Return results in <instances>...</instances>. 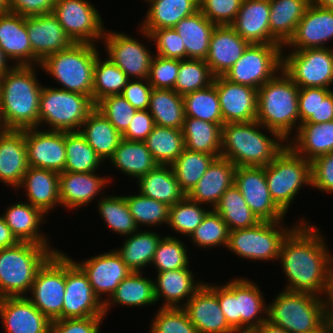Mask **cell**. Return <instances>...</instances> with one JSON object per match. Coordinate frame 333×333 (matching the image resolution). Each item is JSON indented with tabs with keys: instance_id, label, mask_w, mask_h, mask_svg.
Instances as JSON below:
<instances>
[{
	"instance_id": "1",
	"label": "cell",
	"mask_w": 333,
	"mask_h": 333,
	"mask_svg": "<svg viewBox=\"0 0 333 333\" xmlns=\"http://www.w3.org/2000/svg\"><path fill=\"white\" fill-rule=\"evenodd\" d=\"M304 219L300 218L281 244L278 261L288 278L283 290L309 292L325 298L333 254L319 228Z\"/></svg>"
},
{
	"instance_id": "2",
	"label": "cell",
	"mask_w": 333,
	"mask_h": 333,
	"mask_svg": "<svg viewBox=\"0 0 333 333\" xmlns=\"http://www.w3.org/2000/svg\"><path fill=\"white\" fill-rule=\"evenodd\" d=\"M40 65H15L0 76V110L7 129L39 126L42 84L36 76Z\"/></svg>"
},
{
	"instance_id": "3",
	"label": "cell",
	"mask_w": 333,
	"mask_h": 333,
	"mask_svg": "<svg viewBox=\"0 0 333 333\" xmlns=\"http://www.w3.org/2000/svg\"><path fill=\"white\" fill-rule=\"evenodd\" d=\"M265 129V132L261 130ZM260 129V130H259ZM288 145L278 133L258 121L226 123L222 126L221 157L236 167H264Z\"/></svg>"
},
{
	"instance_id": "4",
	"label": "cell",
	"mask_w": 333,
	"mask_h": 333,
	"mask_svg": "<svg viewBox=\"0 0 333 333\" xmlns=\"http://www.w3.org/2000/svg\"><path fill=\"white\" fill-rule=\"evenodd\" d=\"M299 89L282 69L258 89L256 121L278 133L286 142L300 126Z\"/></svg>"
},
{
	"instance_id": "5",
	"label": "cell",
	"mask_w": 333,
	"mask_h": 333,
	"mask_svg": "<svg viewBox=\"0 0 333 333\" xmlns=\"http://www.w3.org/2000/svg\"><path fill=\"white\" fill-rule=\"evenodd\" d=\"M282 291L268 303L267 321L271 324L288 333H318L328 325L323 297L309 292Z\"/></svg>"
},
{
	"instance_id": "6",
	"label": "cell",
	"mask_w": 333,
	"mask_h": 333,
	"mask_svg": "<svg viewBox=\"0 0 333 333\" xmlns=\"http://www.w3.org/2000/svg\"><path fill=\"white\" fill-rule=\"evenodd\" d=\"M57 251L31 242L0 249V298L28 296L37 270Z\"/></svg>"
},
{
	"instance_id": "7",
	"label": "cell",
	"mask_w": 333,
	"mask_h": 333,
	"mask_svg": "<svg viewBox=\"0 0 333 333\" xmlns=\"http://www.w3.org/2000/svg\"><path fill=\"white\" fill-rule=\"evenodd\" d=\"M98 47L88 43H73L69 48L47 56L40 68L62 90L87 95L92 99L93 75Z\"/></svg>"
},
{
	"instance_id": "8",
	"label": "cell",
	"mask_w": 333,
	"mask_h": 333,
	"mask_svg": "<svg viewBox=\"0 0 333 333\" xmlns=\"http://www.w3.org/2000/svg\"><path fill=\"white\" fill-rule=\"evenodd\" d=\"M217 298L227 323L233 329L258 328L267 320L268 305L263 293L247 277L234 278L223 286L217 284Z\"/></svg>"
},
{
	"instance_id": "9",
	"label": "cell",
	"mask_w": 333,
	"mask_h": 333,
	"mask_svg": "<svg viewBox=\"0 0 333 333\" xmlns=\"http://www.w3.org/2000/svg\"><path fill=\"white\" fill-rule=\"evenodd\" d=\"M94 108L95 104L87 95L43 86L39 102V128L48 125V130L79 131Z\"/></svg>"
},
{
	"instance_id": "10",
	"label": "cell",
	"mask_w": 333,
	"mask_h": 333,
	"mask_svg": "<svg viewBox=\"0 0 333 333\" xmlns=\"http://www.w3.org/2000/svg\"><path fill=\"white\" fill-rule=\"evenodd\" d=\"M265 177L271 197L287 214L303 186H312L311 161L296 154L288 145L268 165Z\"/></svg>"
},
{
	"instance_id": "11",
	"label": "cell",
	"mask_w": 333,
	"mask_h": 333,
	"mask_svg": "<svg viewBox=\"0 0 333 333\" xmlns=\"http://www.w3.org/2000/svg\"><path fill=\"white\" fill-rule=\"evenodd\" d=\"M296 223L292 227L290 225L286 227L283 220L260 221L252 227L229 231L225 249L247 260L277 261L281 244L299 224Z\"/></svg>"
},
{
	"instance_id": "12",
	"label": "cell",
	"mask_w": 333,
	"mask_h": 333,
	"mask_svg": "<svg viewBox=\"0 0 333 333\" xmlns=\"http://www.w3.org/2000/svg\"><path fill=\"white\" fill-rule=\"evenodd\" d=\"M283 50L279 44H250L224 77L258 90L281 71Z\"/></svg>"
},
{
	"instance_id": "13",
	"label": "cell",
	"mask_w": 333,
	"mask_h": 333,
	"mask_svg": "<svg viewBox=\"0 0 333 333\" xmlns=\"http://www.w3.org/2000/svg\"><path fill=\"white\" fill-rule=\"evenodd\" d=\"M29 293L27 298L50 321L62 319L65 253L57 251L45 261L37 270Z\"/></svg>"
},
{
	"instance_id": "14",
	"label": "cell",
	"mask_w": 333,
	"mask_h": 333,
	"mask_svg": "<svg viewBox=\"0 0 333 333\" xmlns=\"http://www.w3.org/2000/svg\"><path fill=\"white\" fill-rule=\"evenodd\" d=\"M289 52L282 55V70L299 88L331 89L330 86L333 85V47L289 49Z\"/></svg>"
},
{
	"instance_id": "15",
	"label": "cell",
	"mask_w": 333,
	"mask_h": 333,
	"mask_svg": "<svg viewBox=\"0 0 333 333\" xmlns=\"http://www.w3.org/2000/svg\"><path fill=\"white\" fill-rule=\"evenodd\" d=\"M52 13L73 43L97 45L104 37L101 13L89 0H56Z\"/></svg>"
},
{
	"instance_id": "16",
	"label": "cell",
	"mask_w": 333,
	"mask_h": 333,
	"mask_svg": "<svg viewBox=\"0 0 333 333\" xmlns=\"http://www.w3.org/2000/svg\"><path fill=\"white\" fill-rule=\"evenodd\" d=\"M85 317H105L104 304L95 296L87 275L65 254L62 319Z\"/></svg>"
},
{
	"instance_id": "17",
	"label": "cell",
	"mask_w": 333,
	"mask_h": 333,
	"mask_svg": "<svg viewBox=\"0 0 333 333\" xmlns=\"http://www.w3.org/2000/svg\"><path fill=\"white\" fill-rule=\"evenodd\" d=\"M108 58L130 79H147L154 55L145 44L125 32L105 30L102 38Z\"/></svg>"
},
{
	"instance_id": "18",
	"label": "cell",
	"mask_w": 333,
	"mask_h": 333,
	"mask_svg": "<svg viewBox=\"0 0 333 333\" xmlns=\"http://www.w3.org/2000/svg\"><path fill=\"white\" fill-rule=\"evenodd\" d=\"M234 185L260 221H280L286 213L274 202L268 189L264 167H237Z\"/></svg>"
},
{
	"instance_id": "19",
	"label": "cell",
	"mask_w": 333,
	"mask_h": 333,
	"mask_svg": "<svg viewBox=\"0 0 333 333\" xmlns=\"http://www.w3.org/2000/svg\"><path fill=\"white\" fill-rule=\"evenodd\" d=\"M81 261L74 262L87 275L95 296L103 304L113 295L122 280L132 272L115 249ZM102 295H106L105 299Z\"/></svg>"
},
{
	"instance_id": "20",
	"label": "cell",
	"mask_w": 333,
	"mask_h": 333,
	"mask_svg": "<svg viewBox=\"0 0 333 333\" xmlns=\"http://www.w3.org/2000/svg\"><path fill=\"white\" fill-rule=\"evenodd\" d=\"M27 161L30 167L64 172L66 163L65 132L25 129Z\"/></svg>"
},
{
	"instance_id": "21",
	"label": "cell",
	"mask_w": 333,
	"mask_h": 333,
	"mask_svg": "<svg viewBox=\"0 0 333 333\" xmlns=\"http://www.w3.org/2000/svg\"><path fill=\"white\" fill-rule=\"evenodd\" d=\"M182 308L198 333H230L233 330L219 305L216 284L204 282Z\"/></svg>"
},
{
	"instance_id": "22",
	"label": "cell",
	"mask_w": 333,
	"mask_h": 333,
	"mask_svg": "<svg viewBox=\"0 0 333 333\" xmlns=\"http://www.w3.org/2000/svg\"><path fill=\"white\" fill-rule=\"evenodd\" d=\"M213 84L219 97L224 124L256 121L258 90L216 76Z\"/></svg>"
},
{
	"instance_id": "23",
	"label": "cell",
	"mask_w": 333,
	"mask_h": 333,
	"mask_svg": "<svg viewBox=\"0 0 333 333\" xmlns=\"http://www.w3.org/2000/svg\"><path fill=\"white\" fill-rule=\"evenodd\" d=\"M26 28L33 52V65H40L47 56L73 44L53 13L26 17Z\"/></svg>"
},
{
	"instance_id": "24",
	"label": "cell",
	"mask_w": 333,
	"mask_h": 333,
	"mask_svg": "<svg viewBox=\"0 0 333 333\" xmlns=\"http://www.w3.org/2000/svg\"><path fill=\"white\" fill-rule=\"evenodd\" d=\"M332 39L333 9L321 8L311 2L284 47L291 50L329 48L326 44Z\"/></svg>"
},
{
	"instance_id": "25",
	"label": "cell",
	"mask_w": 333,
	"mask_h": 333,
	"mask_svg": "<svg viewBox=\"0 0 333 333\" xmlns=\"http://www.w3.org/2000/svg\"><path fill=\"white\" fill-rule=\"evenodd\" d=\"M0 319L6 333H49L51 321L27 298H0Z\"/></svg>"
},
{
	"instance_id": "26",
	"label": "cell",
	"mask_w": 333,
	"mask_h": 333,
	"mask_svg": "<svg viewBox=\"0 0 333 333\" xmlns=\"http://www.w3.org/2000/svg\"><path fill=\"white\" fill-rule=\"evenodd\" d=\"M96 172L76 173L60 172L59 173V195L61 206L66 209H80L92 202L95 197L102 194L101 191L110 184V176L102 177ZM105 187V188H104ZM80 207V208H79Z\"/></svg>"
},
{
	"instance_id": "27",
	"label": "cell",
	"mask_w": 333,
	"mask_h": 333,
	"mask_svg": "<svg viewBox=\"0 0 333 333\" xmlns=\"http://www.w3.org/2000/svg\"><path fill=\"white\" fill-rule=\"evenodd\" d=\"M249 45L230 25L216 26L205 62L215 77L224 76Z\"/></svg>"
},
{
	"instance_id": "28",
	"label": "cell",
	"mask_w": 333,
	"mask_h": 333,
	"mask_svg": "<svg viewBox=\"0 0 333 333\" xmlns=\"http://www.w3.org/2000/svg\"><path fill=\"white\" fill-rule=\"evenodd\" d=\"M28 167L25 129H7L0 135V182L16 191Z\"/></svg>"
},
{
	"instance_id": "29",
	"label": "cell",
	"mask_w": 333,
	"mask_h": 333,
	"mask_svg": "<svg viewBox=\"0 0 333 333\" xmlns=\"http://www.w3.org/2000/svg\"><path fill=\"white\" fill-rule=\"evenodd\" d=\"M269 16V0H243L230 26L250 44H278L271 37Z\"/></svg>"
},
{
	"instance_id": "30",
	"label": "cell",
	"mask_w": 333,
	"mask_h": 333,
	"mask_svg": "<svg viewBox=\"0 0 333 333\" xmlns=\"http://www.w3.org/2000/svg\"><path fill=\"white\" fill-rule=\"evenodd\" d=\"M236 166L223 157H217L209 165L203 177L186 195L189 199L213 209L223 193L234 184Z\"/></svg>"
},
{
	"instance_id": "31",
	"label": "cell",
	"mask_w": 333,
	"mask_h": 333,
	"mask_svg": "<svg viewBox=\"0 0 333 333\" xmlns=\"http://www.w3.org/2000/svg\"><path fill=\"white\" fill-rule=\"evenodd\" d=\"M194 275L189 268L158 272L153 284L156 301L164 299L160 307L182 308L204 284L196 282Z\"/></svg>"
},
{
	"instance_id": "32",
	"label": "cell",
	"mask_w": 333,
	"mask_h": 333,
	"mask_svg": "<svg viewBox=\"0 0 333 333\" xmlns=\"http://www.w3.org/2000/svg\"><path fill=\"white\" fill-rule=\"evenodd\" d=\"M28 203L41 209L46 215L60 206L59 173L49 169L28 167L21 184Z\"/></svg>"
},
{
	"instance_id": "33",
	"label": "cell",
	"mask_w": 333,
	"mask_h": 333,
	"mask_svg": "<svg viewBox=\"0 0 333 333\" xmlns=\"http://www.w3.org/2000/svg\"><path fill=\"white\" fill-rule=\"evenodd\" d=\"M0 47L16 65H33V52L26 28V17L8 12L0 15Z\"/></svg>"
},
{
	"instance_id": "34",
	"label": "cell",
	"mask_w": 333,
	"mask_h": 333,
	"mask_svg": "<svg viewBox=\"0 0 333 333\" xmlns=\"http://www.w3.org/2000/svg\"><path fill=\"white\" fill-rule=\"evenodd\" d=\"M6 224L19 242H31L49 245L48 236L41 232V223H45L46 214L27 202L8 205L2 215Z\"/></svg>"
},
{
	"instance_id": "35",
	"label": "cell",
	"mask_w": 333,
	"mask_h": 333,
	"mask_svg": "<svg viewBox=\"0 0 333 333\" xmlns=\"http://www.w3.org/2000/svg\"><path fill=\"white\" fill-rule=\"evenodd\" d=\"M288 146L311 162L321 155L333 152V120L300 124L296 134L288 141Z\"/></svg>"
},
{
	"instance_id": "36",
	"label": "cell",
	"mask_w": 333,
	"mask_h": 333,
	"mask_svg": "<svg viewBox=\"0 0 333 333\" xmlns=\"http://www.w3.org/2000/svg\"><path fill=\"white\" fill-rule=\"evenodd\" d=\"M148 11L139 29L151 33L153 30L174 28L182 19L199 11V0H149Z\"/></svg>"
},
{
	"instance_id": "37",
	"label": "cell",
	"mask_w": 333,
	"mask_h": 333,
	"mask_svg": "<svg viewBox=\"0 0 333 333\" xmlns=\"http://www.w3.org/2000/svg\"><path fill=\"white\" fill-rule=\"evenodd\" d=\"M136 183L140 194L161 201L169 207L186 196L170 165H157L138 178Z\"/></svg>"
},
{
	"instance_id": "38",
	"label": "cell",
	"mask_w": 333,
	"mask_h": 333,
	"mask_svg": "<svg viewBox=\"0 0 333 333\" xmlns=\"http://www.w3.org/2000/svg\"><path fill=\"white\" fill-rule=\"evenodd\" d=\"M271 37L283 48L294 35L311 0H269Z\"/></svg>"
},
{
	"instance_id": "39",
	"label": "cell",
	"mask_w": 333,
	"mask_h": 333,
	"mask_svg": "<svg viewBox=\"0 0 333 333\" xmlns=\"http://www.w3.org/2000/svg\"><path fill=\"white\" fill-rule=\"evenodd\" d=\"M79 131L105 162L110 161L122 140V135L96 108L89 113Z\"/></svg>"
},
{
	"instance_id": "40",
	"label": "cell",
	"mask_w": 333,
	"mask_h": 333,
	"mask_svg": "<svg viewBox=\"0 0 333 333\" xmlns=\"http://www.w3.org/2000/svg\"><path fill=\"white\" fill-rule=\"evenodd\" d=\"M142 272L132 271L118 285L113 295L104 303V315L108 314L112 305L142 307L157 303L153 279L142 276Z\"/></svg>"
},
{
	"instance_id": "41",
	"label": "cell",
	"mask_w": 333,
	"mask_h": 333,
	"mask_svg": "<svg viewBox=\"0 0 333 333\" xmlns=\"http://www.w3.org/2000/svg\"><path fill=\"white\" fill-rule=\"evenodd\" d=\"M215 27L216 25L200 11L180 20L175 25V30L184 42L187 59H206L210 37Z\"/></svg>"
},
{
	"instance_id": "42",
	"label": "cell",
	"mask_w": 333,
	"mask_h": 333,
	"mask_svg": "<svg viewBox=\"0 0 333 333\" xmlns=\"http://www.w3.org/2000/svg\"><path fill=\"white\" fill-rule=\"evenodd\" d=\"M109 161L119 171L133 178H140L158 164L145 142L122 139Z\"/></svg>"
},
{
	"instance_id": "43",
	"label": "cell",
	"mask_w": 333,
	"mask_h": 333,
	"mask_svg": "<svg viewBox=\"0 0 333 333\" xmlns=\"http://www.w3.org/2000/svg\"><path fill=\"white\" fill-rule=\"evenodd\" d=\"M162 238L158 232L140 228L127 236L122 248L115 249L126 266L134 272H142L148 264L152 263L157 246Z\"/></svg>"
},
{
	"instance_id": "44",
	"label": "cell",
	"mask_w": 333,
	"mask_h": 333,
	"mask_svg": "<svg viewBox=\"0 0 333 333\" xmlns=\"http://www.w3.org/2000/svg\"><path fill=\"white\" fill-rule=\"evenodd\" d=\"M185 148L191 151L221 156L222 127L194 117L185 116L182 126Z\"/></svg>"
},
{
	"instance_id": "45",
	"label": "cell",
	"mask_w": 333,
	"mask_h": 333,
	"mask_svg": "<svg viewBox=\"0 0 333 333\" xmlns=\"http://www.w3.org/2000/svg\"><path fill=\"white\" fill-rule=\"evenodd\" d=\"M148 111L154 124L182 129L185 110L182 95L173 89H152Z\"/></svg>"
},
{
	"instance_id": "46",
	"label": "cell",
	"mask_w": 333,
	"mask_h": 333,
	"mask_svg": "<svg viewBox=\"0 0 333 333\" xmlns=\"http://www.w3.org/2000/svg\"><path fill=\"white\" fill-rule=\"evenodd\" d=\"M144 142L158 165H171L185 149L182 129L172 127L154 125Z\"/></svg>"
},
{
	"instance_id": "47",
	"label": "cell",
	"mask_w": 333,
	"mask_h": 333,
	"mask_svg": "<svg viewBox=\"0 0 333 333\" xmlns=\"http://www.w3.org/2000/svg\"><path fill=\"white\" fill-rule=\"evenodd\" d=\"M213 210L221 216L230 231L252 227L260 222L234 184L223 193Z\"/></svg>"
},
{
	"instance_id": "48",
	"label": "cell",
	"mask_w": 333,
	"mask_h": 333,
	"mask_svg": "<svg viewBox=\"0 0 333 333\" xmlns=\"http://www.w3.org/2000/svg\"><path fill=\"white\" fill-rule=\"evenodd\" d=\"M66 163L64 171L96 172L104 164L80 131L65 132Z\"/></svg>"
},
{
	"instance_id": "49",
	"label": "cell",
	"mask_w": 333,
	"mask_h": 333,
	"mask_svg": "<svg viewBox=\"0 0 333 333\" xmlns=\"http://www.w3.org/2000/svg\"><path fill=\"white\" fill-rule=\"evenodd\" d=\"M130 78L109 58L97 55L94 66L92 101L96 104L104 97L122 94Z\"/></svg>"
},
{
	"instance_id": "50",
	"label": "cell",
	"mask_w": 333,
	"mask_h": 333,
	"mask_svg": "<svg viewBox=\"0 0 333 333\" xmlns=\"http://www.w3.org/2000/svg\"><path fill=\"white\" fill-rule=\"evenodd\" d=\"M216 157L212 154L196 152L187 148L170 165L181 190L187 195L203 177Z\"/></svg>"
},
{
	"instance_id": "51",
	"label": "cell",
	"mask_w": 333,
	"mask_h": 333,
	"mask_svg": "<svg viewBox=\"0 0 333 333\" xmlns=\"http://www.w3.org/2000/svg\"><path fill=\"white\" fill-rule=\"evenodd\" d=\"M99 197L101 199L98 198V212L110 231L118 233L122 237L124 235L126 238L139 229L129 211L124 195L107 196L104 194Z\"/></svg>"
},
{
	"instance_id": "52",
	"label": "cell",
	"mask_w": 333,
	"mask_h": 333,
	"mask_svg": "<svg viewBox=\"0 0 333 333\" xmlns=\"http://www.w3.org/2000/svg\"><path fill=\"white\" fill-rule=\"evenodd\" d=\"M185 116L224 125L215 85L182 96Z\"/></svg>"
},
{
	"instance_id": "53",
	"label": "cell",
	"mask_w": 333,
	"mask_h": 333,
	"mask_svg": "<svg viewBox=\"0 0 333 333\" xmlns=\"http://www.w3.org/2000/svg\"><path fill=\"white\" fill-rule=\"evenodd\" d=\"M185 196L182 200L169 207L168 227L180 235L190 237L200 225L203 218L211 210Z\"/></svg>"
},
{
	"instance_id": "54",
	"label": "cell",
	"mask_w": 333,
	"mask_h": 333,
	"mask_svg": "<svg viewBox=\"0 0 333 333\" xmlns=\"http://www.w3.org/2000/svg\"><path fill=\"white\" fill-rule=\"evenodd\" d=\"M209 65L202 59L179 60V71L174 91L185 95L196 90L207 88L214 81Z\"/></svg>"
},
{
	"instance_id": "55",
	"label": "cell",
	"mask_w": 333,
	"mask_h": 333,
	"mask_svg": "<svg viewBox=\"0 0 333 333\" xmlns=\"http://www.w3.org/2000/svg\"><path fill=\"white\" fill-rule=\"evenodd\" d=\"M124 197L138 228L141 225L151 228L163 225V223L167 225L169 215V206L167 204L146 197L139 192L137 195L129 194Z\"/></svg>"
},
{
	"instance_id": "56",
	"label": "cell",
	"mask_w": 333,
	"mask_h": 333,
	"mask_svg": "<svg viewBox=\"0 0 333 333\" xmlns=\"http://www.w3.org/2000/svg\"><path fill=\"white\" fill-rule=\"evenodd\" d=\"M188 250L183 241L176 236L165 235L161 238L151 265L157 273L169 270L189 268Z\"/></svg>"
},
{
	"instance_id": "57",
	"label": "cell",
	"mask_w": 333,
	"mask_h": 333,
	"mask_svg": "<svg viewBox=\"0 0 333 333\" xmlns=\"http://www.w3.org/2000/svg\"><path fill=\"white\" fill-rule=\"evenodd\" d=\"M229 231L221 216L211 209L189 239H192L195 246L203 249L226 247Z\"/></svg>"
},
{
	"instance_id": "58",
	"label": "cell",
	"mask_w": 333,
	"mask_h": 333,
	"mask_svg": "<svg viewBox=\"0 0 333 333\" xmlns=\"http://www.w3.org/2000/svg\"><path fill=\"white\" fill-rule=\"evenodd\" d=\"M149 333H198L183 308L159 307Z\"/></svg>"
},
{
	"instance_id": "59",
	"label": "cell",
	"mask_w": 333,
	"mask_h": 333,
	"mask_svg": "<svg viewBox=\"0 0 333 333\" xmlns=\"http://www.w3.org/2000/svg\"><path fill=\"white\" fill-rule=\"evenodd\" d=\"M115 129L122 135L137 111L122 94L104 97L95 104Z\"/></svg>"
},
{
	"instance_id": "60",
	"label": "cell",
	"mask_w": 333,
	"mask_h": 333,
	"mask_svg": "<svg viewBox=\"0 0 333 333\" xmlns=\"http://www.w3.org/2000/svg\"><path fill=\"white\" fill-rule=\"evenodd\" d=\"M140 31L142 36L144 35L146 39L156 44L157 54L155 53V55L177 60L187 59L184 42L175 28L157 29L150 34L141 29Z\"/></svg>"
},
{
	"instance_id": "61",
	"label": "cell",
	"mask_w": 333,
	"mask_h": 333,
	"mask_svg": "<svg viewBox=\"0 0 333 333\" xmlns=\"http://www.w3.org/2000/svg\"><path fill=\"white\" fill-rule=\"evenodd\" d=\"M243 0H199V11L216 26L231 25Z\"/></svg>"
},
{
	"instance_id": "62",
	"label": "cell",
	"mask_w": 333,
	"mask_h": 333,
	"mask_svg": "<svg viewBox=\"0 0 333 333\" xmlns=\"http://www.w3.org/2000/svg\"><path fill=\"white\" fill-rule=\"evenodd\" d=\"M179 71V60L154 55L148 82L155 89H174Z\"/></svg>"
},
{
	"instance_id": "63",
	"label": "cell",
	"mask_w": 333,
	"mask_h": 333,
	"mask_svg": "<svg viewBox=\"0 0 333 333\" xmlns=\"http://www.w3.org/2000/svg\"><path fill=\"white\" fill-rule=\"evenodd\" d=\"M105 317L69 318L51 321L49 333H100Z\"/></svg>"
},
{
	"instance_id": "64",
	"label": "cell",
	"mask_w": 333,
	"mask_h": 333,
	"mask_svg": "<svg viewBox=\"0 0 333 333\" xmlns=\"http://www.w3.org/2000/svg\"><path fill=\"white\" fill-rule=\"evenodd\" d=\"M312 188L333 194V152L311 162Z\"/></svg>"
},
{
	"instance_id": "65",
	"label": "cell",
	"mask_w": 333,
	"mask_h": 333,
	"mask_svg": "<svg viewBox=\"0 0 333 333\" xmlns=\"http://www.w3.org/2000/svg\"><path fill=\"white\" fill-rule=\"evenodd\" d=\"M152 89L147 79H130L123 89L122 96L136 110H148Z\"/></svg>"
},
{
	"instance_id": "66",
	"label": "cell",
	"mask_w": 333,
	"mask_h": 333,
	"mask_svg": "<svg viewBox=\"0 0 333 333\" xmlns=\"http://www.w3.org/2000/svg\"><path fill=\"white\" fill-rule=\"evenodd\" d=\"M154 120L148 110H137L122 139L144 142L154 127Z\"/></svg>"
},
{
	"instance_id": "67",
	"label": "cell",
	"mask_w": 333,
	"mask_h": 333,
	"mask_svg": "<svg viewBox=\"0 0 333 333\" xmlns=\"http://www.w3.org/2000/svg\"><path fill=\"white\" fill-rule=\"evenodd\" d=\"M56 0H10L9 12L23 17L52 13Z\"/></svg>"
},
{
	"instance_id": "68",
	"label": "cell",
	"mask_w": 333,
	"mask_h": 333,
	"mask_svg": "<svg viewBox=\"0 0 333 333\" xmlns=\"http://www.w3.org/2000/svg\"><path fill=\"white\" fill-rule=\"evenodd\" d=\"M333 120V90L317 87L316 117H309L304 123H322Z\"/></svg>"
},
{
	"instance_id": "69",
	"label": "cell",
	"mask_w": 333,
	"mask_h": 333,
	"mask_svg": "<svg viewBox=\"0 0 333 333\" xmlns=\"http://www.w3.org/2000/svg\"><path fill=\"white\" fill-rule=\"evenodd\" d=\"M317 87L300 88L298 92V111L300 124L309 117H316Z\"/></svg>"
},
{
	"instance_id": "70",
	"label": "cell",
	"mask_w": 333,
	"mask_h": 333,
	"mask_svg": "<svg viewBox=\"0 0 333 333\" xmlns=\"http://www.w3.org/2000/svg\"><path fill=\"white\" fill-rule=\"evenodd\" d=\"M19 241L13 235L12 231L5 222V219L0 215V249L14 246Z\"/></svg>"
},
{
	"instance_id": "71",
	"label": "cell",
	"mask_w": 333,
	"mask_h": 333,
	"mask_svg": "<svg viewBox=\"0 0 333 333\" xmlns=\"http://www.w3.org/2000/svg\"><path fill=\"white\" fill-rule=\"evenodd\" d=\"M325 306L327 312V318H333V268L331 271L328 290L325 296Z\"/></svg>"
},
{
	"instance_id": "72",
	"label": "cell",
	"mask_w": 333,
	"mask_h": 333,
	"mask_svg": "<svg viewBox=\"0 0 333 333\" xmlns=\"http://www.w3.org/2000/svg\"><path fill=\"white\" fill-rule=\"evenodd\" d=\"M258 333H288L285 329L265 321L258 328Z\"/></svg>"
},
{
	"instance_id": "73",
	"label": "cell",
	"mask_w": 333,
	"mask_h": 333,
	"mask_svg": "<svg viewBox=\"0 0 333 333\" xmlns=\"http://www.w3.org/2000/svg\"><path fill=\"white\" fill-rule=\"evenodd\" d=\"M8 62L9 59L5 56L2 48L0 47V75H3L6 71L10 70L14 66V65L10 66L11 62H9V64Z\"/></svg>"
},
{
	"instance_id": "74",
	"label": "cell",
	"mask_w": 333,
	"mask_h": 333,
	"mask_svg": "<svg viewBox=\"0 0 333 333\" xmlns=\"http://www.w3.org/2000/svg\"><path fill=\"white\" fill-rule=\"evenodd\" d=\"M311 2L321 8L333 9V0H311Z\"/></svg>"
},
{
	"instance_id": "75",
	"label": "cell",
	"mask_w": 333,
	"mask_h": 333,
	"mask_svg": "<svg viewBox=\"0 0 333 333\" xmlns=\"http://www.w3.org/2000/svg\"><path fill=\"white\" fill-rule=\"evenodd\" d=\"M10 0H0V15H6L9 12Z\"/></svg>"
},
{
	"instance_id": "76",
	"label": "cell",
	"mask_w": 333,
	"mask_h": 333,
	"mask_svg": "<svg viewBox=\"0 0 333 333\" xmlns=\"http://www.w3.org/2000/svg\"><path fill=\"white\" fill-rule=\"evenodd\" d=\"M230 333H258L257 328H240L233 329Z\"/></svg>"
},
{
	"instance_id": "77",
	"label": "cell",
	"mask_w": 333,
	"mask_h": 333,
	"mask_svg": "<svg viewBox=\"0 0 333 333\" xmlns=\"http://www.w3.org/2000/svg\"><path fill=\"white\" fill-rule=\"evenodd\" d=\"M6 130H7V128H6V126L3 122L2 115H1V110H0V135L2 133H4Z\"/></svg>"
},
{
	"instance_id": "78",
	"label": "cell",
	"mask_w": 333,
	"mask_h": 333,
	"mask_svg": "<svg viewBox=\"0 0 333 333\" xmlns=\"http://www.w3.org/2000/svg\"><path fill=\"white\" fill-rule=\"evenodd\" d=\"M318 333H332L330 326L327 325L322 331L318 332Z\"/></svg>"
},
{
	"instance_id": "79",
	"label": "cell",
	"mask_w": 333,
	"mask_h": 333,
	"mask_svg": "<svg viewBox=\"0 0 333 333\" xmlns=\"http://www.w3.org/2000/svg\"><path fill=\"white\" fill-rule=\"evenodd\" d=\"M328 325L330 326L331 332L333 333V318H328Z\"/></svg>"
}]
</instances>
